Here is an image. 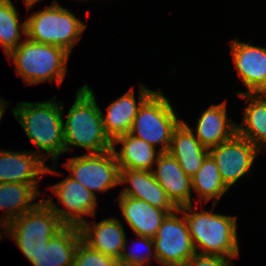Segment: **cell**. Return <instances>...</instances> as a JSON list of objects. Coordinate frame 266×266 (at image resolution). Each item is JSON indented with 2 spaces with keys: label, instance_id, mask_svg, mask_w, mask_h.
<instances>
[{
  "label": "cell",
  "instance_id": "cell-1",
  "mask_svg": "<svg viewBox=\"0 0 266 266\" xmlns=\"http://www.w3.org/2000/svg\"><path fill=\"white\" fill-rule=\"evenodd\" d=\"M11 112L28 139L37 147L32 152L45 161L49 157L57 163L60 155L65 153L62 101L59 102L55 95L43 102H17Z\"/></svg>",
  "mask_w": 266,
  "mask_h": 266
},
{
  "label": "cell",
  "instance_id": "cell-2",
  "mask_svg": "<svg viewBox=\"0 0 266 266\" xmlns=\"http://www.w3.org/2000/svg\"><path fill=\"white\" fill-rule=\"evenodd\" d=\"M196 205L178 208L184 215L195 251L202 254L218 255L227 258H240L237 232V216L215 213L217 204L211 209ZM200 207L201 211L198 210Z\"/></svg>",
  "mask_w": 266,
  "mask_h": 266
},
{
  "label": "cell",
  "instance_id": "cell-3",
  "mask_svg": "<svg viewBox=\"0 0 266 266\" xmlns=\"http://www.w3.org/2000/svg\"><path fill=\"white\" fill-rule=\"evenodd\" d=\"M72 106L67 114L63 111V131L65 152L74 147H80L87 154H97L112 149V141L107 136L103 126L102 109L97 104L93 89L87 83L76 91ZM73 146V147H72Z\"/></svg>",
  "mask_w": 266,
  "mask_h": 266
},
{
  "label": "cell",
  "instance_id": "cell-4",
  "mask_svg": "<svg viewBox=\"0 0 266 266\" xmlns=\"http://www.w3.org/2000/svg\"><path fill=\"white\" fill-rule=\"evenodd\" d=\"M69 57L70 53L59 46L36 43L27 38L6 56L26 86L54 80L61 86Z\"/></svg>",
  "mask_w": 266,
  "mask_h": 266
},
{
  "label": "cell",
  "instance_id": "cell-5",
  "mask_svg": "<svg viewBox=\"0 0 266 266\" xmlns=\"http://www.w3.org/2000/svg\"><path fill=\"white\" fill-rule=\"evenodd\" d=\"M77 15L53 0L49 6L31 12L26 20V38L42 44L59 46L72 54L87 25Z\"/></svg>",
  "mask_w": 266,
  "mask_h": 266
},
{
  "label": "cell",
  "instance_id": "cell-6",
  "mask_svg": "<svg viewBox=\"0 0 266 266\" xmlns=\"http://www.w3.org/2000/svg\"><path fill=\"white\" fill-rule=\"evenodd\" d=\"M64 226L57 214L42 199L33 209L18 216L0 230V242L4 236L11 238L31 262Z\"/></svg>",
  "mask_w": 266,
  "mask_h": 266
},
{
  "label": "cell",
  "instance_id": "cell-7",
  "mask_svg": "<svg viewBox=\"0 0 266 266\" xmlns=\"http://www.w3.org/2000/svg\"><path fill=\"white\" fill-rule=\"evenodd\" d=\"M163 93L157 89L142 103L129 133L155 148L160 146L161 152H168L172 133L182 118Z\"/></svg>",
  "mask_w": 266,
  "mask_h": 266
},
{
  "label": "cell",
  "instance_id": "cell-8",
  "mask_svg": "<svg viewBox=\"0 0 266 266\" xmlns=\"http://www.w3.org/2000/svg\"><path fill=\"white\" fill-rule=\"evenodd\" d=\"M62 165L72 179L97 196L120 185V168L113 150L71 156Z\"/></svg>",
  "mask_w": 266,
  "mask_h": 266
},
{
  "label": "cell",
  "instance_id": "cell-9",
  "mask_svg": "<svg viewBox=\"0 0 266 266\" xmlns=\"http://www.w3.org/2000/svg\"><path fill=\"white\" fill-rule=\"evenodd\" d=\"M47 188L53 192L54 196H57V203H60L62 207L53 201L54 196L42 199L65 226L79 227L87 221L86 216L95 218L98 209L97 196L70 176H65L63 180Z\"/></svg>",
  "mask_w": 266,
  "mask_h": 266
},
{
  "label": "cell",
  "instance_id": "cell-10",
  "mask_svg": "<svg viewBox=\"0 0 266 266\" xmlns=\"http://www.w3.org/2000/svg\"><path fill=\"white\" fill-rule=\"evenodd\" d=\"M153 242L161 266H184L196 252L186 219L179 209L162 221Z\"/></svg>",
  "mask_w": 266,
  "mask_h": 266
},
{
  "label": "cell",
  "instance_id": "cell-11",
  "mask_svg": "<svg viewBox=\"0 0 266 266\" xmlns=\"http://www.w3.org/2000/svg\"><path fill=\"white\" fill-rule=\"evenodd\" d=\"M261 152L257 146L237 133L209 149V155L219 168L222 180L229 189L253 171L254 162Z\"/></svg>",
  "mask_w": 266,
  "mask_h": 266
},
{
  "label": "cell",
  "instance_id": "cell-12",
  "mask_svg": "<svg viewBox=\"0 0 266 266\" xmlns=\"http://www.w3.org/2000/svg\"><path fill=\"white\" fill-rule=\"evenodd\" d=\"M57 167V163L49 167L32 150L12 151L0 148V183L39 184L46 174L64 175V172L62 174L56 170Z\"/></svg>",
  "mask_w": 266,
  "mask_h": 266
},
{
  "label": "cell",
  "instance_id": "cell-13",
  "mask_svg": "<svg viewBox=\"0 0 266 266\" xmlns=\"http://www.w3.org/2000/svg\"><path fill=\"white\" fill-rule=\"evenodd\" d=\"M229 43L237 77L247 88L241 93H263L266 90V46L233 39Z\"/></svg>",
  "mask_w": 266,
  "mask_h": 266
},
{
  "label": "cell",
  "instance_id": "cell-14",
  "mask_svg": "<svg viewBox=\"0 0 266 266\" xmlns=\"http://www.w3.org/2000/svg\"><path fill=\"white\" fill-rule=\"evenodd\" d=\"M138 86V102L135 89L131 87L125 94L111 101L106 114L103 111L101 113L105 133L112 142L130 132L139 107L155 91L141 83Z\"/></svg>",
  "mask_w": 266,
  "mask_h": 266
},
{
  "label": "cell",
  "instance_id": "cell-15",
  "mask_svg": "<svg viewBox=\"0 0 266 266\" xmlns=\"http://www.w3.org/2000/svg\"><path fill=\"white\" fill-rule=\"evenodd\" d=\"M123 222L115 217L86 221L78 228L81 241L95 251L119 261L127 238Z\"/></svg>",
  "mask_w": 266,
  "mask_h": 266
},
{
  "label": "cell",
  "instance_id": "cell-16",
  "mask_svg": "<svg viewBox=\"0 0 266 266\" xmlns=\"http://www.w3.org/2000/svg\"><path fill=\"white\" fill-rule=\"evenodd\" d=\"M227 100L212 104L201 112L193 130L184 119L182 121L191 129L199 142L207 149L218 146L237 133V122L227 114ZM229 117V118H228Z\"/></svg>",
  "mask_w": 266,
  "mask_h": 266
},
{
  "label": "cell",
  "instance_id": "cell-17",
  "mask_svg": "<svg viewBox=\"0 0 266 266\" xmlns=\"http://www.w3.org/2000/svg\"><path fill=\"white\" fill-rule=\"evenodd\" d=\"M119 183L120 185L124 184L119 196L143 200L153 207L166 210L169 214L178 209L168 198L166 191L159 185L152 171L120 169Z\"/></svg>",
  "mask_w": 266,
  "mask_h": 266
},
{
  "label": "cell",
  "instance_id": "cell-18",
  "mask_svg": "<svg viewBox=\"0 0 266 266\" xmlns=\"http://www.w3.org/2000/svg\"><path fill=\"white\" fill-rule=\"evenodd\" d=\"M152 172L177 208L194 203L191 177L185 174L178 161L169 152H162L159 155Z\"/></svg>",
  "mask_w": 266,
  "mask_h": 266
},
{
  "label": "cell",
  "instance_id": "cell-19",
  "mask_svg": "<svg viewBox=\"0 0 266 266\" xmlns=\"http://www.w3.org/2000/svg\"><path fill=\"white\" fill-rule=\"evenodd\" d=\"M118 203L124 222L136 236L154 238L162 221L169 214L166 210L153 207L149 203L128 196H118Z\"/></svg>",
  "mask_w": 266,
  "mask_h": 266
},
{
  "label": "cell",
  "instance_id": "cell-20",
  "mask_svg": "<svg viewBox=\"0 0 266 266\" xmlns=\"http://www.w3.org/2000/svg\"><path fill=\"white\" fill-rule=\"evenodd\" d=\"M39 189V184L0 183V230L42 200L36 201L43 194Z\"/></svg>",
  "mask_w": 266,
  "mask_h": 266
},
{
  "label": "cell",
  "instance_id": "cell-21",
  "mask_svg": "<svg viewBox=\"0 0 266 266\" xmlns=\"http://www.w3.org/2000/svg\"><path fill=\"white\" fill-rule=\"evenodd\" d=\"M118 144H121L119 150L116 147ZM112 145L120 169L152 171L162 153L158 148L130 133L117 137Z\"/></svg>",
  "mask_w": 266,
  "mask_h": 266
},
{
  "label": "cell",
  "instance_id": "cell-22",
  "mask_svg": "<svg viewBox=\"0 0 266 266\" xmlns=\"http://www.w3.org/2000/svg\"><path fill=\"white\" fill-rule=\"evenodd\" d=\"M245 100L241 124H237V134L249 140L261 151H266V96L263 93H241Z\"/></svg>",
  "mask_w": 266,
  "mask_h": 266
},
{
  "label": "cell",
  "instance_id": "cell-23",
  "mask_svg": "<svg viewBox=\"0 0 266 266\" xmlns=\"http://www.w3.org/2000/svg\"><path fill=\"white\" fill-rule=\"evenodd\" d=\"M168 152L178 161L185 174L192 178L209 154V149L205 148L191 129L181 121L172 133Z\"/></svg>",
  "mask_w": 266,
  "mask_h": 266
},
{
  "label": "cell",
  "instance_id": "cell-24",
  "mask_svg": "<svg viewBox=\"0 0 266 266\" xmlns=\"http://www.w3.org/2000/svg\"><path fill=\"white\" fill-rule=\"evenodd\" d=\"M80 241L77 226H64L30 263L32 266H71Z\"/></svg>",
  "mask_w": 266,
  "mask_h": 266
},
{
  "label": "cell",
  "instance_id": "cell-25",
  "mask_svg": "<svg viewBox=\"0 0 266 266\" xmlns=\"http://www.w3.org/2000/svg\"><path fill=\"white\" fill-rule=\"evenodd\" d=\"M191 181L192 191L194 190L197 194L195 203L198 204H207L210 200L213 201V204H218L229 190L222 180L219 168L209 154L196 174L191 178Z\"/></svg>",
  "mask_w": 266,
  "mask_h": 266
},
{
  "label": "cell",
  "instance_id": "cell-26",
  "mask_svg": "<svg viewBox=\"0 0 266 266\" xmlns=\"http://www.w3.org/2000/svg\"><path fill=\"white\" fill-rule=\"evenodd\" d=\"M17 11L11 0H0V46L6 56L26 39V20Z\"/></svg>",
  "mask_w": 266,
  "mask_h": 266
},
{
  "label": "cell",
  "instance_id": "cell-27",
  "mask_svg": "<svg viewBox=\"0 0 266 266\" xmlns=\"http://www.w3.org/2000/svg\"><path fill=\"white\" fill-rule=\"evenodd\" d=\"M136 237L138 240L137 242L132 241V251L127 250L128 242L127 239H125L122 255L119 259L120 266H149L152 259L157 261L153 239L139 235ZM140 244L144 246L145 252L139 250Z\"/></svg>",
  "mask_w": 266,
  "mask_h": 266
},
{
  "label": "cell",
  "instance_id": "cell-28",
  "mask_svg": "<svg viewBox=\"0 0 266 266\" xmlns=\"http://www.w3.org/2000/svg\"><path fill=\"white\" fill-rule=\"evenodd\" d=\"M71 266H120V264L116 259L95 251L80 241Z\"/></svg>",
  "mask_w": 266,
  "mask_h": 266
},
{
  "label": "cell",
  "instance_id": "cell-29",
  "mask_svg": "<svg viewBox=\"0 0 266 266\" xmlns=\"http://www.w3.org/2000/svg\"><path fill=\"white\" fill-rule=\"evenodd\" d=\"M232 258L195 252L184 266H234Z\"/></svg>",
  "mask_w": 266,
  "mask_h": 266
},
{
  "label": "cell",
  "instance_id": "cell-30",
  "mask_svg": "<svg viewBox=\"0 0 266 266\" xmlns=\"http://www.w3.org/2000/svg\"><path fill=\"white\" fill-rule=\"evenodd\" d=\"M11 101H6V99L1 98L0 96V124H1V120L2 117L4 115V112H6V109L8 108V106L10 105Z\"/></svg>",
  "mask_w": 266,
  "mask_h": 266
},
{
  "label": "cell",
  "instance_id": "cell-31",
  "mask_svg": "<svg viewBox=\"0 0 266 266\" xmlns=\"http://www.w3.org/2000/svg\"><path fill=\"white\" fill-rule=\"evenodd\" d=\"M26 8H27V12H30V10L34 7V5L42 0H23Z\"/></svg>",
  "mask_w": 266,
  "mask_h": 266
}]
</instances>
